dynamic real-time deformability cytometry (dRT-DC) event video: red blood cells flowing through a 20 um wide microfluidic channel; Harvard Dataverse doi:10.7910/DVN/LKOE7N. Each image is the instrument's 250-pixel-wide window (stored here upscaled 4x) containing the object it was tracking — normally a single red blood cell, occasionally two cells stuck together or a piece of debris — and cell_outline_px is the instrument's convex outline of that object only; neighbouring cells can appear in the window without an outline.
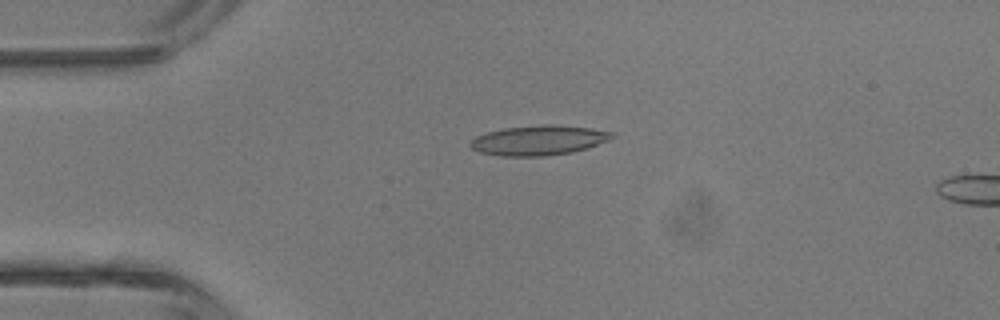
{"species": "common noctule bat (a hibernating species)", "species_latin": "Nyctalus noctula", "temperature_condition": "room temperature", "stored_images_in_passage": 4, "camera_frame_rate_fps": 3000, "um_per_image_px": 0.085, "animal": {"sex": "male", "body_mass_g": 13.3}, "frame": {"image": 1, "passage_image": 4, "time_ms": 3.667, "image_size_px": [1000, 320], "cell_outline_px": [[616, 136], [608, 140], [588, 148], [572, 152], [544, 156], [500, 156], [480, 152], [472, 148], [468, 144], [476, 136], [488, 132], [504, 128], [548, 124], [552, 124], [588, 128], [616, 132]], "centroid_in_image_um": [45.81, 11.93], "position_along_channel_um": 39.2, "area_um2": 24.57}}